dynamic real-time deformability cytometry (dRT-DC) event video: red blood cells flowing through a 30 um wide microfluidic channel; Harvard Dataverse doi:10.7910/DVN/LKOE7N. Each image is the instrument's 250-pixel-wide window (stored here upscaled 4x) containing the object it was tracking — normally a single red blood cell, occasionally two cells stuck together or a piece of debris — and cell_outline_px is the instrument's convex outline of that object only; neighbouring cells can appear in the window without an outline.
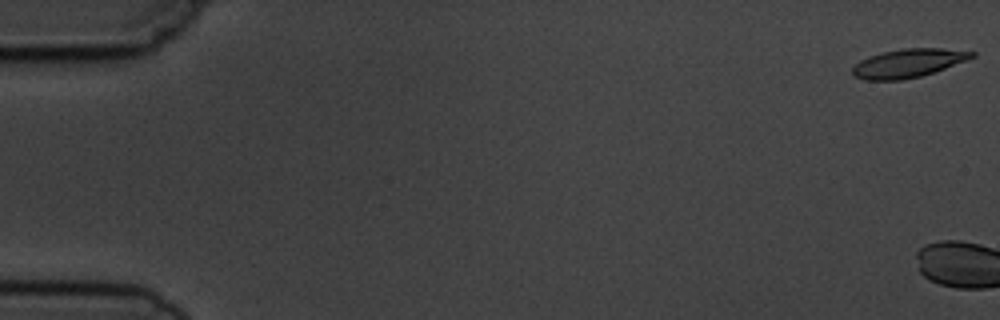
{"species": "common noctule bat (a hibernating species)", "species_latin": "Nyctalus noctula", "temperature_condition": "cold", "stored_images_in_passage": 6, "camera_frame_rate_fps": 3000, "um_per_image_px": 0.085, "animal": {"sex": "male", "body_mass_g": 19.5, "forearm_length_mm": 54.6}, "frame": {"image": 1, "passage_image": 1, "time_ms": 0.0, "image_size_px": [1000, 320], "cell_outline_px": [[976, 56], [944, 68], [920, 76], [900, 80], [864, 80], [852, 76], [852, 68], [860, 60], [868, 56], [884, 52], [904, 48], [940, 48], [976, 52]], "centroid_in_image_um": [77.15, 5.37], "position_along_channel_um": 7.9, "area_um2": 19.65}}